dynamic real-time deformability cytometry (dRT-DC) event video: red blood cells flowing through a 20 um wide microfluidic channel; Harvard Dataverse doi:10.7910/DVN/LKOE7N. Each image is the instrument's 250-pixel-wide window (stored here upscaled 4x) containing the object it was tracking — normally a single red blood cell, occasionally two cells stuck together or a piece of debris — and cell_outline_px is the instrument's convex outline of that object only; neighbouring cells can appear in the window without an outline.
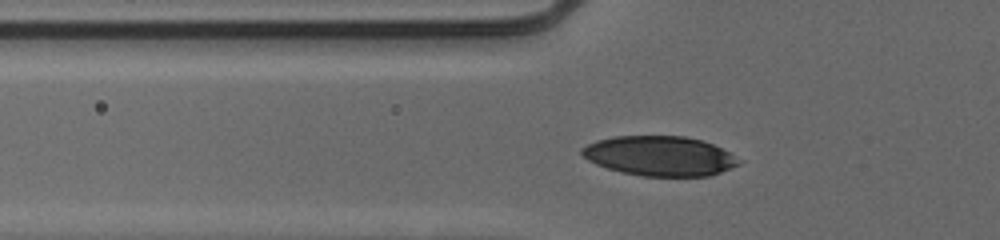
{"species": "human", "species_latin": "Homo sapiens", "temperature_condition": "cold", "stored_images_in_passage": 43, "camera_frame_rate_fps": 3000, "um_per_image_px": 0.085, "donor": {"sex": "male"}, "frame": {"image": 1, "passage_image": 9, "time_ms": 2.667, "image_size_px": [1000, 240], "cell_outline_px": [[744, 160], [740, 164], [720, 172], [708, 176], [644, 176], [620, 172], [596, 164], [588, 160], [580, 152], [580, 148], [596, 140], [612, 136], [684, 136], [700, 140], [712, 144]], "centroid_in_image_um": [56.07, 13.25], "position_along_channel_um": 69.7, "area_um2": 36.36}}
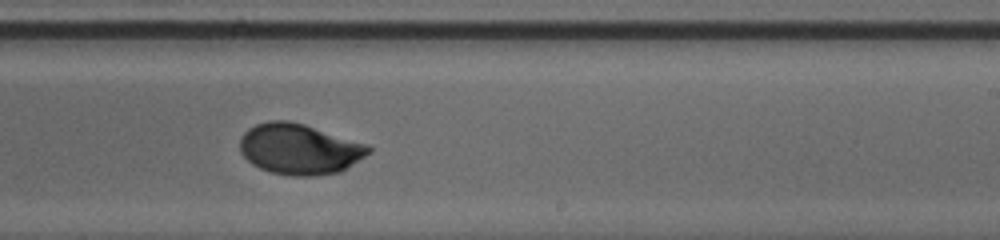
{"frame": {"image": 2, "passage_image": 24, "time_ms": 7.667, "image_size_px": [1000, 240], "cell_outline_px": [[372, 152], [340, 172], [312, 176], [292, 176], [272, 172], [260, 168], [252, 164], [240, 152], [240, 136], [248, 128], [256, 124], [268, 120], [288, 120], [304, 124], [368, 144], [372, 148]], "centroid_in_image_um": [25.45, 12.66], "position_along_channel_um": 263.5, "area_um2": 38.15}}
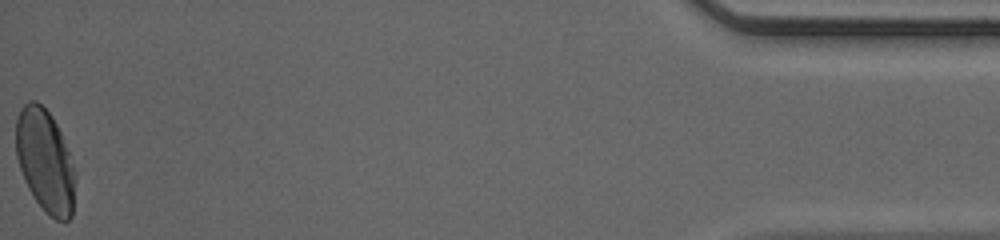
{"frame": {"image": 3, "passage_image": 43, "time_ms": 14.0, "image_size_px": [1000, 240], "cell_outline_px": [[76, 176], [72, 216], [68, 220], [56, 220], [48, 216], [44, 212], [28, 188], [24, 180], [16, 156], [16, 120], [20, 108], [28, 100], [36, 100], [52, 116], [60, 132], [76, 172]], "centroid_in_image_um": [3.83, 13.69], "position_along_channel_um": 431.4, "area_um2": 35.66}, "authors_computed_cell_mechanics": {"area_um2": 36.8186, "velocity_mm_per_s": 3.9471, "shape_relaxation_time_tau1_ms": 3.0131, "shape_relaxation_time_tau2_ms": null, "deformation_change_tau1": 0.1412, "deformation_change_tau2": null}}